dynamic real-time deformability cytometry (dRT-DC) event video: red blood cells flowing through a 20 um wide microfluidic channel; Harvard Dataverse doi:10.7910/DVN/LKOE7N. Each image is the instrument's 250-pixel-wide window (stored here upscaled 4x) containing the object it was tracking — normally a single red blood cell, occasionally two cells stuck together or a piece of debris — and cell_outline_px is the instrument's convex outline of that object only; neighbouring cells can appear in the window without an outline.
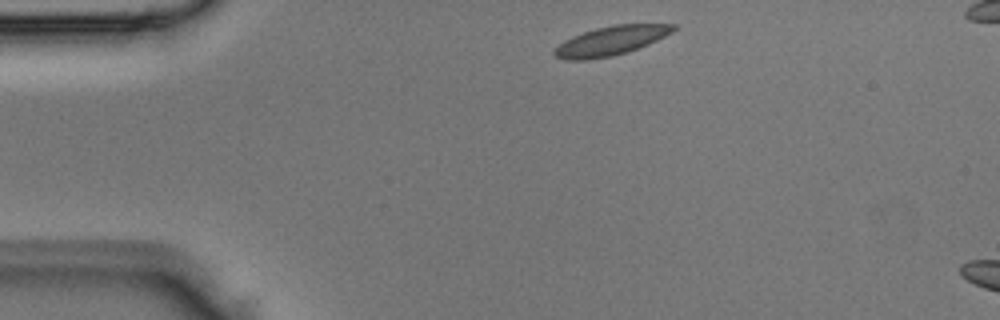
{"species": "Egyptian fruit bat (a non-hibernating species)", "species_latin": "Rousettus aegyptiacus", "temperature_condition": "room temperature", "stored_images_in_passage": 5, "segment_of_instrument_passage": [2, 2], "camera_frame_rate_fps": 3000, "um_per_image_px": 0.085, "animal": {"sex": "male"}, "frame": {"image": 1, "passage_image": 5, "time_ms": 1.333, "image_size_px": [1000, 320], "cell_outline_px": [[676, 28], [672, 32], [648, 44], [628, 52], [612, 56], [588, 60], [564, 60], [556, 56], [552, 52], [564, 40], [572, 36], [596, 28], [612, 24], [676, 24]], "centroid_in_image_um": [51.91, 3.47], "position_along_channel_um": 33.1, "area_um2": 20.17}}